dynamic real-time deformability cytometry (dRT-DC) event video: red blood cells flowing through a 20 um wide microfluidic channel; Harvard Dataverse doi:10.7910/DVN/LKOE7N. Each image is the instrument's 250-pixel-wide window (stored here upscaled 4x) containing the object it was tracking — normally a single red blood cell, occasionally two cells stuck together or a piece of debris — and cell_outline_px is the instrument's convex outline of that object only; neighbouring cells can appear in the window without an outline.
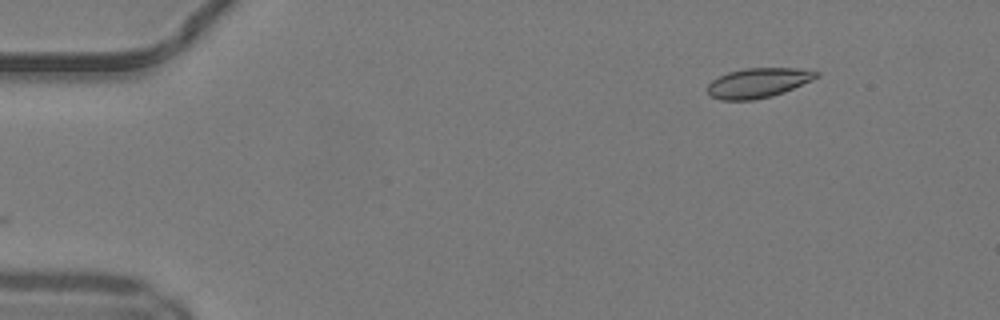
{"species": "common noctule bat (a hibernating species)", "species_latin": "Nyctalus noctula", "temperature_condition": "warm", "stored_images_in_passage": 38, "camera_frame_rate_fps": 3000, "um_per_image_px": 0.085, "animal": {"sex": "male", "body_mass_g": 19.2, "forearm_length_mm": 51.8}, "frame": {"image": 1, "passage_image": 1, "time_ms": 0.0, "image_size_px": [1000, 320], "cell_outline_px": [[820, 76], [812, 80], [784, 92], [772, 96], [752, 100], [720, 100], [708, 96], [708, 84], [712, 80], [728, 72], [744, 68], [796, 68], [820, 72]], "centroid_in_image_um": [64.43, 7.04], "position_along_channel_um": 20.6, "area_um2": 18.9}}
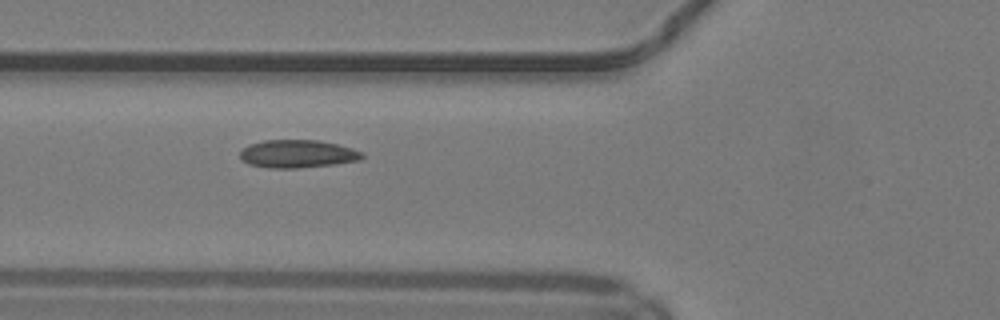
{"frame": {"image": 2, "passage_image": 14, "time_ms": 4.333, "image_size_px": [1000, 320], "cell_outline_px": [[364, 156], [360, 160], [336, 164], [296, 168], [268, 168], [248, 164], [240, 160], [240, 152], [248, 144], [264, 140], [316, 140], [336, 144], [352, 148], [364, 152]], "centroid_in_image_um": [25.28, 13.08], "position_along_channel_um": 100.5, "area_um2": 20.0}}
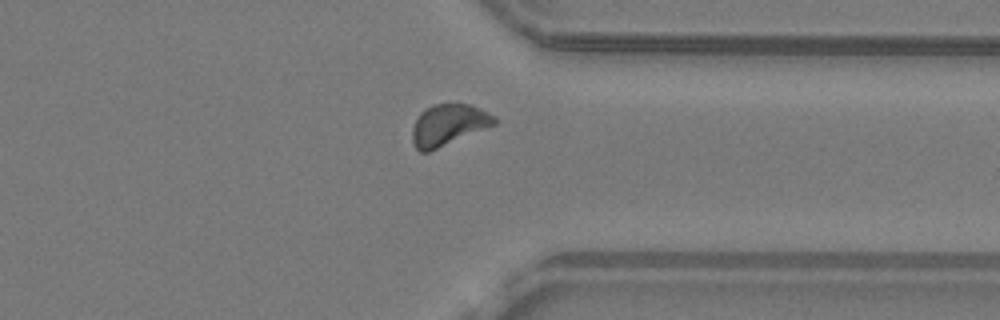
{"frame": {"image": 3, "passage_image": 34, "time_ms": 11.0, "image_size_px": [1000, 320], "cell_outline_px": [[496, 124], [428, 152], [420, 152], [416, 148], [412, 140], [412, 128], [420, 112], [432, 104], [472, 104], [488, 112], [496, 120]], "centroid_in_image_um": [38.09, 10.61], "position_along_channel_um": 373.3, "area_um2": 19.54}, "authors_computed_cell_mechanics": {"area_um2": 19.1318, "velocity_mm_per_s": 4.1184, "shape_relaxation_time_tau1_ms": 3.5774, "shape_relaxation_time_tau2_ms": 3.3026, "deformation_change_tau1": 0.0926, "deformation_change_tau2": 0.0396}}